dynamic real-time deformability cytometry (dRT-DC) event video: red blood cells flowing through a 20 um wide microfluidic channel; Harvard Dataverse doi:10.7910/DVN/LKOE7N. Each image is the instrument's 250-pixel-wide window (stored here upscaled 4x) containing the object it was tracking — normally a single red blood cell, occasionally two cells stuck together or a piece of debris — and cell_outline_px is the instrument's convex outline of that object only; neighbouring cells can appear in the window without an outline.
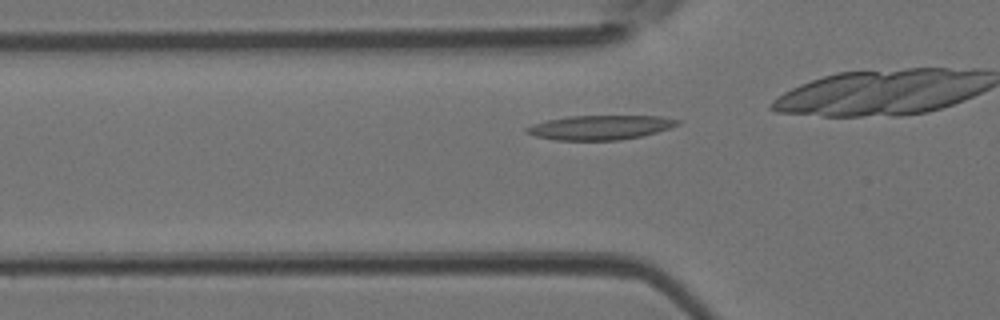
{"species": "Egyptian fruit bat (a non-hibernating species)", "species_latin": "Rousettus aegyptiacus", "temperature_condition": "room temperature", "stored_images_in_passage": 27, "camera_frame_rate_fps": 3000, "um_per_image_px": 0.085, "animal": {"sex": "female"}, "frame": {"image": 1, "passage_image": 5, "time_ms": 1.333, "image_size_px": [1000, 320], "cell_outline_px": [[680, 124], [656, 132], [640, 136], [620, 140], [556, 140], [536, 136], [524, 132], [524, 128], [532, 124], [548, 120], [568, 116], [660, 116], [680, 120]], "centroid_in_image_um": [50.98, 10.83], "position_along_channel_um": 74.8, "area_um2": 21.33}}
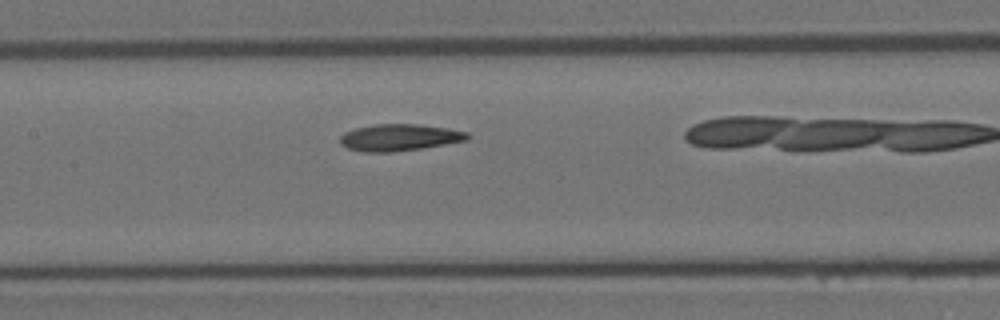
{"frame": {"image": 2, "passage_image": 12, "time_ms": 3.667, "image_size_px": [1000, 320], "cell_outline_px": [[468, 140], [420, 148], [392, 152], [364, 152], [348, 148], [340, 144], [340, 136], [344, 132], [356, 128], [376, 124], [416, 124], [448, 128], [468, 132]], "centroid_in_image_um": [33.92, 11.68], "position_along_channel_um": 173.5, "area_um2": 19.71}}
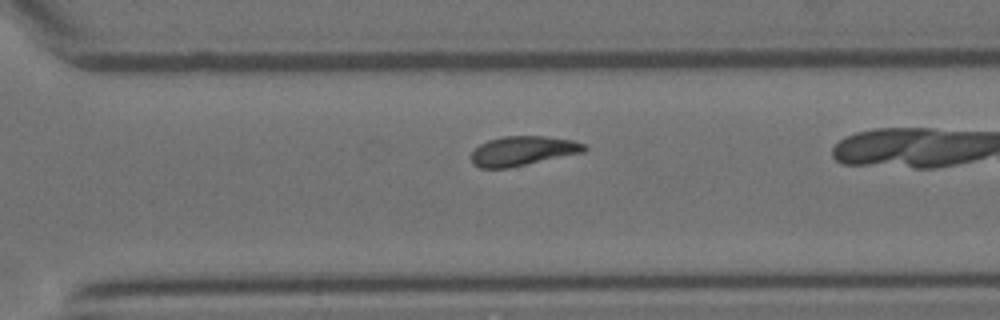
{"frame": {"image": 3, "passage_image": 23, "time_ms": 7.333, "image_size_px": [1000, 320], "cell_outline_px": [[588, 148], [584, 152], [508, 168], [480, 168], [472, 164], [472, 152], [480, 144], [488, 140], [504, 136], [544, 136], [572, 140], [584, 144]], "centroid_in_image_um": [44.43, 12.82], "position_along_channel_um": 326.2, "area_um2": 19.31}}